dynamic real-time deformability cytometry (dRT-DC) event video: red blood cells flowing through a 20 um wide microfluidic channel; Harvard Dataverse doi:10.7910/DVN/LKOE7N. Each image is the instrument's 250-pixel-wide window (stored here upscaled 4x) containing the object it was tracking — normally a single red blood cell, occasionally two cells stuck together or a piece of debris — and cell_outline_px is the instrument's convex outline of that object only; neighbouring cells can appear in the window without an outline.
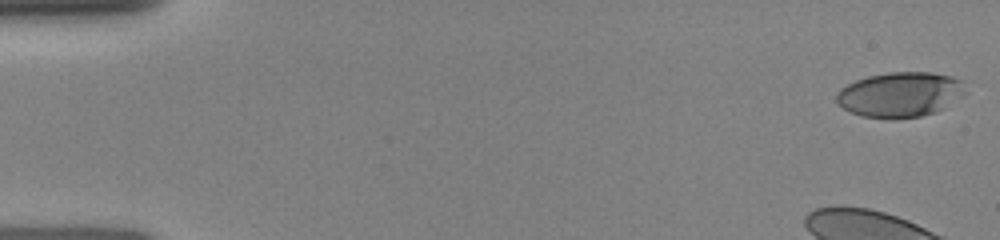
{"species": "human", "species_latin": "Homo sapiens", "temperature_condition": "room temperature", "stored_images_in_passage": 16, "camera_frame_rate_fps": 3000, "um_per_image_px": 0.085, "donor": {"sex": "female"}, "frame": {"image": 1, "passage_image": 1, "time_ms": 0.0, "image_size_px": [1000, 240], "cell_outline_px": [[968, 92], [964, 96], [936, 112], [920, 116], [864, 116], [852, 112], [844, 108], [836, 100], [836, 92], [840, 88], [856, 80], [868, 76], [892, 72], [932, 72], [952, 76], [964, 80]], "centroid_in_image_um": [76.59, 7.98], "position_along_channel_um": 8.4, "area_um2": 33.47}}